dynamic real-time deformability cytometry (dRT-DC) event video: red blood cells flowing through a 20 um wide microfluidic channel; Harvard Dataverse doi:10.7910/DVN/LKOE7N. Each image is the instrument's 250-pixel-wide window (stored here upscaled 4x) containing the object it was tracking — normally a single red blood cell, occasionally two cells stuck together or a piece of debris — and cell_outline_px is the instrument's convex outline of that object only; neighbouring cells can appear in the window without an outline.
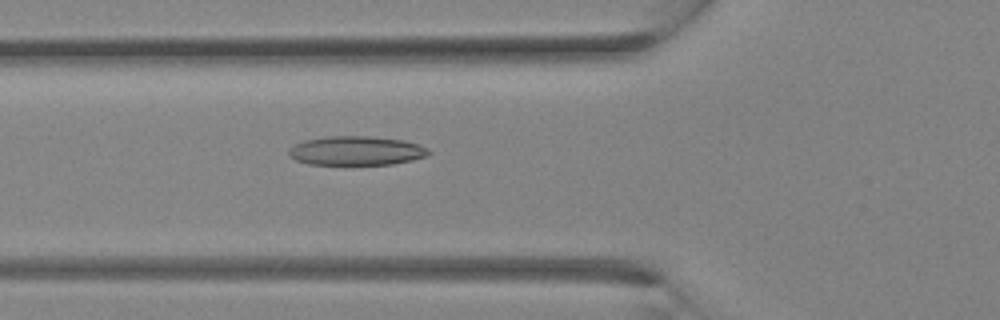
{"species": "Egyptian fruit bat (a non-hibernating species)", "species_latin": "Rousettus aegyptiacus", "temperature_condition": "room temperature", "stored_images_in_passage": 4, "camera_frame_rate_fps": 3000, "um_per_image_px": 0.085, "animal": {"sex": "female"}, "frame": {"image": 1, "passage_image": 4, "time_ms": 1.0, "image_size_px": [1000, 320], "cell_outline_px": [[432, 152], [428, 156], [412, 160], [392, 164], [308, 164], [296, 160], [288, 156], [288, 148], [304, 140], [328, 136], [368, 136], [404, 140], [428, 148]], "centroid_in_image_um": [30.28, 12.81], "position_along_channel_um": 95.5, "area_um2": 23.76}}